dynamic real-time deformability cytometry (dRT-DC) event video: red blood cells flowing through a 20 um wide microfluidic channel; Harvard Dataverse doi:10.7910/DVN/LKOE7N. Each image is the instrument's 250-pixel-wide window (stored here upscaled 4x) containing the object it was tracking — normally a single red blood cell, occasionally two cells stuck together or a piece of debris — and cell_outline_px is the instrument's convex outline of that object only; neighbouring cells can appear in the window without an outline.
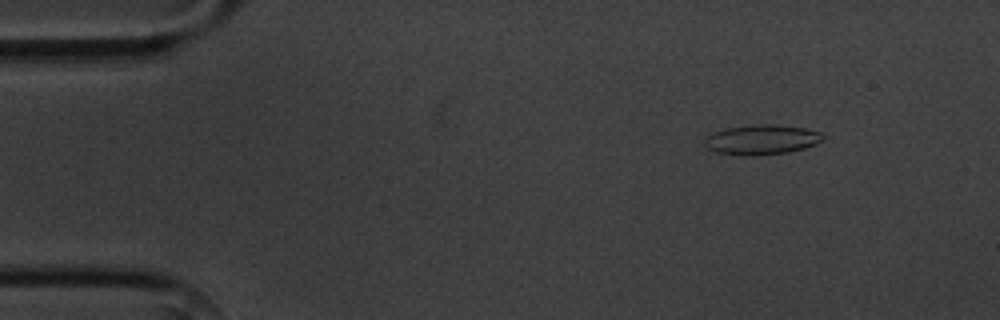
{"species": "common noctule bat (a hibernating species)", "species_latin": "Nyctalus noctula", "temperature_condition": "cold", "stored_images_in_passage": 7, "camera_frame_rate_fps": 3000, "um_per_image_px": 0.085, "animal": {"sex": "male", "body_mass_g": 20.1, "forearm_length_mm": 53.5}, "frame": {"image": 1, "passage_image": 2, "time_ms": 1.333, "image_size_px": [1000, 320], "cell_outline_px": [[824, 140], [816, 144], [804, 148], [788, 152], [756, 156], [748, 156], [716, 152], [708, 148], [704, 144], [704, 140], [708, 136], [724, 128], [752, 124], [776, 124], [804, 128], [820, 132], [824, 136]], "centroid_in_image_um": [64.76, 11.87], "position_along_channel_um": 20.2, "area_um2": 20.69}}
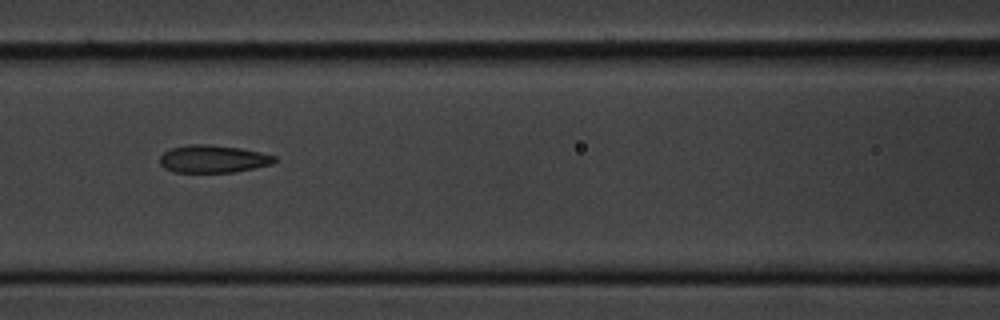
{"frame": {"image": 2, "passage_image": 7, "time_ms": 7.0, "image_size_px": [1000, 320], "cell_outline_px": [[276, 160], [272, 164], [232, 172], [172, 172], [164, 168], [160, 164], [160, 156], [164, 152], [172, 148], [188, 144], [208, 144], [240, 148], [260, 152], [276, 156]], "centroid_in_image_um": [18.08, 13.5], "position_along_channel_um": 148.5, "area_um2": 18.38}}